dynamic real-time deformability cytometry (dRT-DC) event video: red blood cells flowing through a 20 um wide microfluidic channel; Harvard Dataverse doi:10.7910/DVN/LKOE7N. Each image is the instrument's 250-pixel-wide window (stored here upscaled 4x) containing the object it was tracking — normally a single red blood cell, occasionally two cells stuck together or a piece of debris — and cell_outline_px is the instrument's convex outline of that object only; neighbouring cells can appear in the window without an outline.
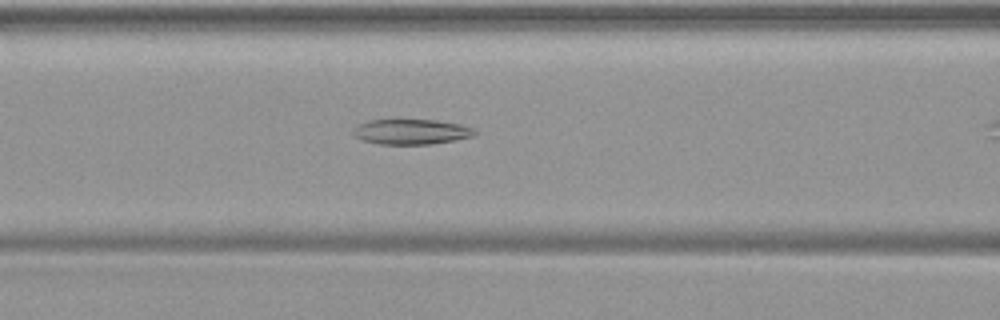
{"species": "common noctule bat (a hibernating species)", "species_latin": "Nyctalus noctula", "temperature_condition": "warm", "stored_images_in_passage": 18, "camera_frame_rate_fps": 3000, "um_per_image_px": 0.085, "animal": {"sex": "female", "body_mass_g": 19.9}, "frame": {"image": 1, "passage_image": 11, "time_ms": 3.333, "image_size_px": [1000, 320], "cell_outline_px": [[480, 132], [476, 136], [432, 144], [380, 144], [364, 140], [356, 136], [352, 132], [360, 124], [368, 120], [436, 120], [460, 124], [472, 128]], "centroid_in_image_um": [35.04, 11.2], "position_along_channel_um": 131.6, "area_um2": 17.74}}
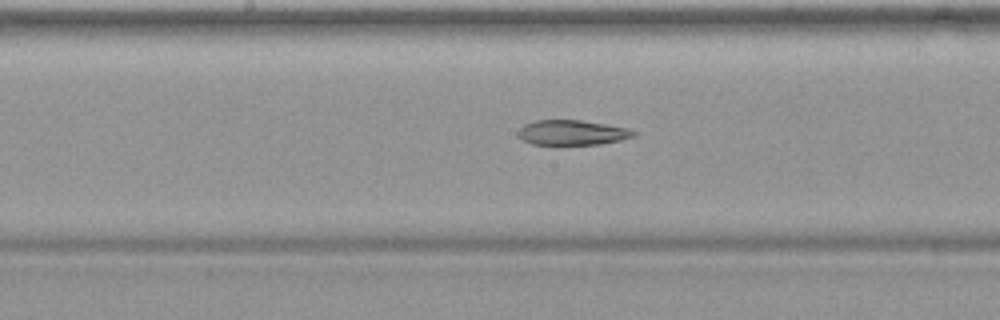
{"frame": {"image": 2, "passage_image": 16, "time_ms": 5.0, "image_size_px": [1000, 320], "cell_outline_px": [[636, 136], [620, 140], [600, 144], [532, 144], [516, 136], [516, 132], [524, 124], [536, 120], [580, 120], [628, 128], [636, 132]], "centroid_in_image_um": [48.6, 11.26], "position_along_channel_um": 199.6, "area_um2": 16.76}}